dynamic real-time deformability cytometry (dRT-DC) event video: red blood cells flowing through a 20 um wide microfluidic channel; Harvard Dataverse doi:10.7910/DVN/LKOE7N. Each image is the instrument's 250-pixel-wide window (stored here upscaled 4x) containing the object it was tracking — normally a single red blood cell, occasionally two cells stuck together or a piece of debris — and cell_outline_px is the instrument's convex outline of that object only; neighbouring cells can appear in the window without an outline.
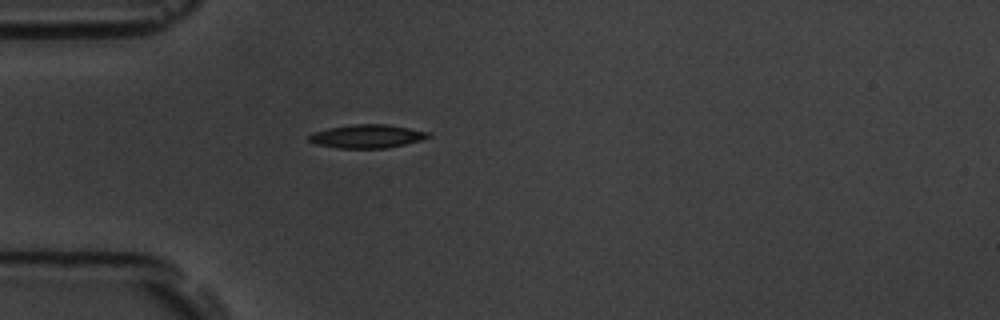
{"species": "common noctule bat (a hibernating species)", "species_latin": "Nyctalus noctula", "temperature_condition": "room temperature", "stored_images_in_passage": 4, "camera_frame_rate_fps": 3000, "um_per_image_px": 0.085, "animal": {"sex": "male", "body_mass_g": 19.5, "forearm_length_mm": 54.6}, "frame": {"image": 1, "passage_image": 4, "time_ms": 4.333, "image_size_px": [1000, 320], "cell_outline_px": [[432, 136], [420, 140], [388, 148], [336, 148], [316, 144], [308, 140], [308, 136], [312, 132], [328, 128], [352, 124], [388, 124], [428, 132]], "centroid_in_image_um": [31.16, 11.58], "position_along_channel_um": 53.8, "area_um2": 16.3}}